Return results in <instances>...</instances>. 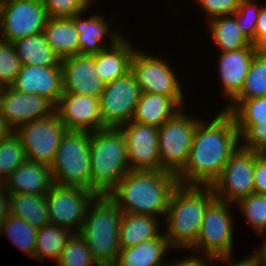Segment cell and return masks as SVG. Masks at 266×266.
<instances>
[{
    "mask_svg": "<svg viewBox=\"0 0 266 266\" xmlns=\"http://www.w3.org/2000/svg\"><path fill=\"white\" fill-rule=\"evenodd\" d=\"M9 214L37 229L50 224L46 195L9 194Z\"/></svg>",
    "mask_w": 266,
    "mask_h": 266,
    "instance_id": "f546056e",
    "label": "cell"
},
{
    "mask_svg": "<svg viewBox=\"0 0 266 266\" xmlns=\"http://www.w3.org/2000/svg\"><path fill=\"white\" fill-rule=\"evenodd\" d=\"M228 206L232 204L217 198L208 205L198 239L189 250L211 259L232 254L235 225Z\"/></svg>",
    "mask_w": 266,
    "mask_h": 266,
    "instance_id": "ba28073f",
    "label": "cell"
},
{
    "mask_svg": "<svg viewBox=\"0 0 266 266\" xmlns=\"http://www.w3.org/2000/svg\"><path fill=\"white\" fill-rule=\"evenodd\" d=\"M254 45L266 49V5H262L259 12L254 33Z\"/></svg>",
    "mask_w": 266,
    "mask_h": 266,
    "instance_id": "7bdbcfd3",
    "label": "cell"
},
{
    "mask_svg": "<svg viewBox=\"0 0 266 266\" xmlns=\"http://www.w3.org/2000/svg\"><path fill=\"white\" fill-rule=\"evenodd\" d=\"M9 214V194L7 193L4 184L0 185V228Z\"/></svg>",
    "mask_w": 266,
    "mask_h": 266,
    "instance_id": "bcb514c9",
    "label": "cell"
},
{
    "mask_svg": "<svg viewBox=\"0 0 266 266\" xmlns=\"http://www.w3.org/2000/svg\"><path fill=\"white\" fill-rule=\"evenodd\" d=\"M266 97V49H260L253 57L240 93L233 100Z\"/></svg>",
    "mask_w": 266,
    "mask_h": 266,
    "instance_id": "836d02e7",
    "label": "cell"
},
{
    "mask_svg": "<svg viewBox=\"0 0 266 266\" xmlns=\"http://www.w3.org/2000/svg\"><path fill=\"white\" fill-rule=\"evenodd\" d=\"M21 65L57 66L61 60L47 43L43 33L27 36L12 42Z\"/></svg>",
    "mask_w": 266,
    "mask_h": 266,
    "instance_id": "f1b7e54d",
    "label": "cell"
},
{
    "mask_svg": "<svg viewBox=\"0 0 266 266\" xmlns=\"http://www.w3.org/2000/svg\"><path fill=\"white\" fill-rule=\"evenodd\" d=\"M261 235H265L264 239L262 241L263 243H262L260 249L255 251V253L258 256L260 266H266V232L260 234V236Z\"/></svg>",
    "mask_w": 266,
    "mask_h": 266,
    "instance_id": "7dc6e473",
    "label": "cell"
},
{
    "mask_svg": "<svg viewBox=\"0 0 266 266\" xmlns=\"http://www.w3.org/2000/svg\"><path fill=\"white\" fill-rule=\"evenodd\" d=\"M254 193L266 195V156L255 152Z\"/></svg>",
    "mask_w": 266,
    "mask_h": 266,
    "instance_id": "b9f144b4",
    "label": "cell"
},
{
    "mask_svg": "<svg viewBox=\"0 0 266 266\" xmlns=\"http://www.w3.org/2000/svg\"><path fill=\"white\" fill-rule=\"evenodd\" d=\"M142 94L132 71L106 83L99 97L102 123L106 128H119L129 123Z\"/></svg>",
    "mask_w": 266,
    "mask_h": 266,
    "instance_id": "7c38bea8",
    "label": "cell"
},
{
    "mask_svg": "<svg viewBox=\"0 0 266 266\" xmlns=\"http://www.w3.org/2000/svg\"><path fill=\"white\" fill-rule=\"evenodd\" d=\"M172 247L165 234L136 246L120 249L113 266H164L166 252Z\"/></svg>",
    "mask_w": 266,
    "mask_h": 266,
    "instance_id": "484cf974",
    "label": "cell"
},
{
    "mask_svg": "<svg viewBox=\"0 0 266 266\" xmlns=\"http://www.w3.org/2000/svg\"><path fill=\"white\" fill-rule=\"evenodd\" d=\"M247 223L258 235L266 232V195L252 193L237 203Z\"/></svg>",
    "mask_w": 266,
    "mask_h": 266,
    "instance_id": "8d00e7d4",
    "label": "cell"
},
{
    "mask_svg": "<svg viewBox=\"0 0 266 266\" xmlns=\"http://www.w3.org/2000/svg\"><path fill=\"white\" fill-rule=\"evenodd\" d=\"M21 62L11 42L0 40V87L11 86L21 69Z\"/></svg>",
    "mask_w": 266,
    "mask_h": 266,
    "instance_id": "74e56055",
    "label": "cell"
},
{
    "mask_svg": "<svg viewBox=\"0 0 266 266\" xmlns=\"http://www.w3.org/2000/svg\"><path fill=\"white\" fill-rule=\"evenodd\" d=\"M0 110L4 121L15 131L19 126L55 113V105L38 94H25L11 86L0 89Z\"/></svg>",
    "mask_w": 266,
    "mask_h": 266,
    "instance_id": "2e32d148",
    "label": "cell"
},
{
    "mask_svg": "<svg viewBox=\"0 0 266 266\" xmlns=\"http://www.w3.org/2000/svg\"><path fill=\"white\" fill-rule=\"evenodd\" d=\"M91 132L67 130L50 165L54 184L91 190Z\"/></svg>",
    "mask_w": 266,
    "mask_h": 266,
    "instance_id": "8992f818",
    "label": "cell"
},
{
    "mask_svg": "<svg viewBox=\"0 0 266 266\" xmlns=\"http://www.w3.org/2000/svg\"><path fill=\"white\" fill-rule=\"evenodd\" d=\"M12 132H14L4 121L0 110V141L7 138Z\"/></svg>",
    "mask_w": 266,
    "mask_h": 266,
    "instance_id": "c3c4849f",
    "label": "cell"
},
{
    "mask_svg": "<svg viewBox=\"0 0 266 266\" xmlns=\"http://www.w3.org/2000/svg\"><path fill=\"white\" fill-rule=\"evenodd\" d=\"M55 262L57 266H100L79 233L72 234Z\"/></svg>",
    "mask_w": 266,
    "mask_h": 266,
    "instance_id": "d590c367",
    "label": "cell"
},
{
    "mask_svg": "<svg viewBox=\"0 0 266 266\" xmlns=\"http://www.w3.org/2000/svg\"><path fill=\"white\" fill-rule=\"evenodd\" d=\"M26 161L25 149L14 132L0 141V179L3 182L16 168Z\"/></svg>",
    "mask_w": 266,
    "mask_h": 266,
    "instance_id": "e575fe53",
    "label": "cell"
},
{
    "mask_svg": "<svg viewBox=\"0 0 266 266\" xmlns=\"http://www.w3.org/2000/svg\"><path fill=\"white\" fill-rule=\"evenodd\" d=\"M254 162L255 152L239 147L212 184L215 197L236 205L254 193Z\"/></svg>",
    "mask_w": 266,
    "mask_h": 266,
    "instance_id": "4fadbf2b",
    "label": "cell"
},
{
    "mask_svg": "<svg viewBox=\"0 0 266 266\" xmlns=\"http://www.w3.org/2000/svg\"><path fill=\"white\" fill-rule=\"evenodd\" d=\"M55 112L67 130L93 132L106 128L98 97L63 92Z\"/></svg>",
    "mask_w": 266,
    "mask_h": 266,
    "instance_id": "ac0fdd59",
    "label": "cell"
},
{
    "mask_svg": "<svg viewBox=\"0 0 266 266\" xmlns=\"http://www.w3.org/2000/svg\"><path fill=\"white\" fill-rule=\"evenodd\" d=\"M3 184L8 194L46 195L54 183L49 165L27 160Z\"/></svg>",
    "mask_w": 266,
    "mask_h": 266,
    "instance_id": "7402d4cb",
    "label": "cell"
},
{
    "mask_svg": "<svg viewBox=\"0 0 266 266\" xmlns=\"http://www.w3.org/2000/svg\"><path fill=\"white\" fill-rule=\"evenodd\" d=\"M231 257V254L222 255L212 259V262H226V265L228 264L229 266H260L259 259L256 253L249 255L248 257H246V259H242L239 262L237 261L235 264H233L234 262H230L232 259Z\"/></svg>",
    "mask_w": 266,
    "mask_h": 266,
    "instance_id": "f6af8a7d",
    "label": "cell"
},
{
    "mask_svg": "<svg viewBox=\"0 0 266 266\" xmlns=\"http://www.w3.org/2000/svg\"><path fill=\"white\" fill-rule=\"evenodd\" d=\"M132 41L124 36L94 55L97 76L106 84L131 71V61L135 53Z\"/></svg>",
    "mask_w": 266,
    "mask_h": 266,
    "instance_id": "603a6c76",
    "label": "cell"
},
{
    "mask_svg": "<svg viewBox=\"0 0 266 266\" xmlns=\"http://www.w3.org/2000/svg\"><path fill=\"white\" fill-rule=\"evenodd\" d=\"M67 129L58 114L25 123L14 133L21 140L27 160L51 165Z\"/></svg>",
    "mask_w": 266,
    "mask_h": 266,
    "instance_id": "30bf717a",
    "label": "cell"
},
{
    "mask_svg": "<svg viewBox=\"0 0 266 266\" xmlns=\"http://www.w3.org/2000/svg\"><path fill=\"white\" fill-rule=\"evenodd\" d=\"M239 147V132L229 112L222 109L212 121L200 120L187 162L176 175L178 184L212 186Z\"/></svg>",
    "mask_w": 266,
    "mask_h": 266,
    "instance_id": "6da1fadb",
    "label": "cell"
},
{
    "mask_svg": "<svg viewBox=\"0 0 266 266\" xmlns=\"http://www.w3.org/2000/svg\"><path fill=\"white\" fill-rule=\"evenodd\" d=\"M48 18H72L92 5V0H42Z\"/></svg>",
    "mask_w": 266,
    "mask_h": 266,
    "instance_id": "ab89813d",
    "label": "cell"
},
{
    "mask_svg": "<svg viewBox=\"0 0 266 266\" xmlns=\"http://www.w3.org/2000/svg\"><path fill=\"white\" fill-rule=\"evenodd\" d=\"M177 185V176L165 170H130L107 195L122 213L165 216Z\"/></svg>",
    "mask_w": 266,
    "mask_h": 266,
    "instance_id": "7a4b0ae2",
    "label": "cell"
},
{
    "mask_svg": "<svg viewBox=\"0 0 266 266\" xmlns=\"http://www.w3.org/2000/svg\"><path fill=\"white\" fill-rule=\"evenodd\" d=\"M38 229L21 218L7 215L0 228V235L5 233L12 243L29 257L34 258Z\"/></svg>",
    "mask_w": 266,
    "mask_h": 266,
    "instance_id": "d6a6232c",
    "label": "cell"
},
{
    "mask_svg": "<svg viewBox=\"0 0 266 266\" xmlns=\"http://www.w3.org/2000/svg\"><path fill=\"white\" fill-rule=\"evenodd\" d=\"M119 129L126 140L130 170H160L158 128L130 121Z\"/></svg>",
    "mask_w": 266,
    "mask_h": 266,
    "instance_id": "e0dca14e",
    "label": "cell"
},
{
    "mask_svg": "<svg viewBox=\"0 0 266 266\" xmlns=\"http://www.w3.org/2000/svg\"><path fill=\"white\" fill-rule=\"evenodd\" d=\"M11 87L21 93L38 94L56 106L63 94L61 62L46 67L22 65Z\"/></svg>",
    "mask_w": 266,
    "mask_h": 266,
    "instance_id": "d6986e66",
    "label": "cell"
},
{
    "mask_svg": "<svg viewBox=\"0 0 266 266\" xmlns=\"http://www.w3.org/2000/svg\"><path fill=\"white\" fill-rule=\"evenodd\" d=\"M158 218L150 215L122 213L119 244L121 249L133 247L161 235Z\"/></svg>",
    "mask_w": 266,
    "mask_h": 266,
    "instance_id": "83f0119b",
    "label": "cell"
},
{
    "mask_svg": "<svg viewBox=\"0 0 266 266\" xmlns=\"http://www.w3.org/2000/svg\"><path fill=\"white\" fill-rule=\"evenodd\" d=\"M63 92L100 97L105 83L97 76L94 55H74L61 60Z\"/></svg>",
    "mask_w": 266,
    "mask_h": 266,
    "instance_id": "ffe728a7",
    "label": "cell"
},
{
    "mask_svg": "<svg viewBox=\"0 0 266 266\" xmlns=\"http://www.w3.org/2000/svg\"><path fill=\"white\" fill-rule=\"evenodd\" d=\"M211 262V258L200 256L194 253L193 255H189V257L186 258H181L180 260L165 262L164 266H214L215 263Z\"/></svg>",
    "mask_w": 266,
    "mask_h": 266,
    "instance_id": "ee69618b",
    "label": "cell"
},
{
    "mask_svg": "<svg viewBox=\"0 0 266 266\" xmlns=\"http://www.w3.org/2000/svg\"><path fill=\"white\" fill-rule=\"evenodd\" d=\"M97 195L85 188L53 184L46 194L50 224L65 227L71 231L77 230L75 233H79L88 206Z\"/></svg>",
    "mask_w": 266,
    "mask_h": 266,
    "instance_id": "8fae6325",
    "label": "cell"
},
{
    "mask_svg": "<svg viewBox=\"0 0 266 266\" xmlns=\"http://www.w3.org/2000/svg\"><path fill=\"white\" fill-rule=\"evenodd\" d=\"M131 71L143 93L184 96L180 81L168 60L135 50Z\"/></svg>",
    "mask_w": 266,
    "mask_h": 266,
    "instance_id": "9a60e30c",
    "label": "cell"
},
{
    "mask_svg": "<svg viewBox=\"0 0 266 266\" xmlns=\"http://www.w3.org/2000/svg\"><path fill=\"white\" fill-rule=\"evenodd\" d=\"M209 22V31L220 52L239 50L252 45L238 27L234 15L215 17Z\"/></svg>",
    "mask_w": 266,
    "mask_h": 266,
    "instance_id": "4dcf8cb0",
    "label": "cell"
},
{
    "mask_svg": "<svg viewBox=\"0 0 266 266\" xmlns=\"http://www.w3.org/2000/svg\"><path fill=\"white\" fill-rule=\"evenodd\" d=\"M183 108L158 128L160 170L177 175L185 166L195 128L201 119L185 114Z\"/></svg>",
    "mask_w": 266,
    "mask_h": 266,
    "instance_id": "52a82bcc",
    "label": "cell"
},
{
    "mask_svg": "<svg viewBox=\"0 0 266 266\" xmlns=\"http://www.w3.org/2000/svg\"><path fill=\"white\" fill-rule=\"evenodd\" d=\"M91 191L108 194L130 171L126 140L119 128L91 132Z\"/></svg>",
    "mask_w": 266,
    "mask_h": 266,
    "instance_id": "5b68a950",
    "label": "cell"
},
{
    "mask_svg": "<svg viewBox=\"0 0 266 266\" xmlns=\"http://www.w3.org/2000/svg\"><path fill=\"white\" fill-rule=\"evenodd\" d=\"M235 121L240 147L258 153L266 150V97L232 100L223 108Z\"/></svg>",
    "mask_w": 266,
    "mask_h": 266,
    "instance_id": "5bb4252c",
    "label": "cell"
},
{
    "mask_svg": "<svg viewBox=\"0 0 266 266\" xmlns=\"http://www.w3.org/2000/svg\"><path fill=\"white\" fill-rule=\"evenodd\" d=\"M183 97L142 92L131 121L159 128L184 107Z\"/></svg>",
    "mask_w": 266,
    "mask_h": 266,
    "instance_id": "cb8c5ba5",
    "label": "cell"
},
{
    "mask_svg": "<svg viewBox=\"0 0 266 266\" xmlns=\"http://www.w3.org/2000/svg\"><path fill=\"white\" fill-rule=\"evenodd\" d=\"M48 16L42 0H0V40L43 33Z\"/></svg>",
    "mask_w": 266,
    "mask_h": 266,
    "instance_id": "9c48e42d",
    "label": "cell"
},
{
    "mask_svg": "<svg viewBox=\"0 0 266 266\" xmlns=\"http://www.w3.org/2000/svg\"><path fill=\"white\" fill-rule=\"evenodd\" d=\"M122 211L106 194L97 195L88 206L79 235L100 266H113L120 251Z\"/></svg>",
    "mask_w": 266,
    "mask_h": 266,
    "instance_id": "277c9868",
    "label": "cell"
},
{
    "mask_svg": "<svg viewBox=\"0 0 266 266\" xmlns=\"http://www.w3.org/2000/svg\"><path fill=\"white\" fill-rule=\"evenodd\" d=\"M74 233L68 228L53 224L38 229L34 259L42 261L47 256L56 261Z\"/></svg>",
    "mask_w": 266,
    "mask_h": 266,
    "instance_id": "1f68e13d",
    "label": "cell"
},
{
    "mask_svg": "<svg viewBox=\"0 0 266 266\" xmlns=\"http://www.w3.org/2000/svg\"><path fill=\"white\" fill-rule=\"evenodd\" d=\"M261 8L262 5L256 4L255 0H241L238 10L233 14L241 32L252 45H254V33Z\"/></svg>",
    "mask_w": 266,
    "mask_h": 266,
    "instance_id": "f35d334b",
    "label": "cell"
},
{
    "mask_svg": "<svg viewBox=\"0 0 266 266\" xmlns=\"http://www.w3.org/2000/svg\"><path fill=\"white\" fill-rule=\"evenodd\" d=\"M215 198L212 186L178 184L174 188L164 233L172 249L189 250L196 243L205 211Z\"/></svg>",
    "mask_w": 266,
    "mask_h": 266,
    "instance_id": "3957f363",
    "label": "cell"
},
{
    "mask_svg": "<svg viewBox=\"0 0 266 266\" xmlns=\"http://www.w3.org/2000/svg\"><path fill=\"white\" fill-rule=\"evenodd\" d=\"M43 34L60 60L79 55V33L71 18H48Z\"/></svg>",
    "mask_w": 266,
    "mask_h": 266,
    "instance_id": "4316f807",
    "label": "cell"
},
{
    "mask_svg": "<svg viewBox=\"0 0 266 266\" xmlns=\"http://www.w3.org/2000/svg\"><path fill=\"white\" fill-rule=\"evenodd\" d=\"M211 20L219 16L233 15L241 0H195Z\"/></svg>",
    "mask_w": 266,
    "mask_h": 266,
    "instance_id": "60d3db41",
    "label": "cell"
},
{
    "mask_svg": "<svg viewBox=\"0 0 266 266\" xmlns=\"http://www.w3.org/2000/svg\"><path fill=\"white\" fill-rule=\"evenodd\" d=\"M260 50L257 46L221 52L219 55V82L225 99L231 102L241 91L254 55Z\"/></svg>",
    "mask_w": 266,
    "mask_h": 266,
    "instance_id": "44dd1931",
    "label": "cell"
},
{
    "mask_svg": "<svg viewBox=\"0 0 266 266\" xmlns=\"http://www.w3.org/2000/svg\"><path fill=\"white\" fill-rule=\"evenodd\" d=\"M82 14L74 15L71 19L75 25L77 32L79 33V55H95L101 50L107 48V45L100 42L105 36L110 37V42H117L121 37L120 33L111 29L110 22L113 20H107L99 15L94 14L87 18H82ZM82 18V19H81Z\"/></svg>",
    "mask_w": 266,
    "mask_h": 266,
    "instance_id": "d4e9b609",
    "label": "cell"
}]
</instances>
